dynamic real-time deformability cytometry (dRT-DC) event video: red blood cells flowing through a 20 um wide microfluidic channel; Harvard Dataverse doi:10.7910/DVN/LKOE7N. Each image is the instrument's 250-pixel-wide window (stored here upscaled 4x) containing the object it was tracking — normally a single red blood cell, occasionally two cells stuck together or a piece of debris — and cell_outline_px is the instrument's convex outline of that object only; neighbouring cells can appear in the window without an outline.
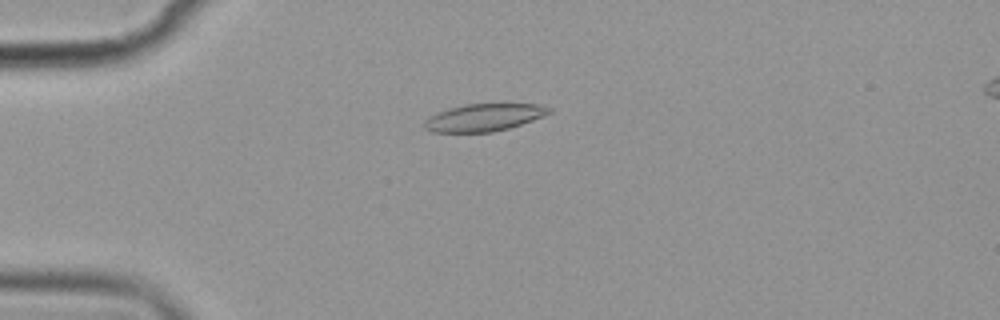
{"species": "common noctule bat (a hibernating species)", "species_latin": "Nyctalus noctula", "temperature_condition": "cold", "stored_images_in_passage": 6, "segment_of_instrument_passage": [1, 2], "camera_frame_rate_fps": 3000, "um_per_image_px": 0.085, "animal": {"sex": "female", "body_mass_g": 19.9}, "frame": {"image": 1, "passage_image": 4, "time_ms": 3.667, "image_size_px": [1000, 320], "cell_outline_px": [[552, 112], [532, 120], [508, 128], [492, 132], [432, 132], [424, 128], [424, 120], [428, 116], [448, 108], [464, 104], [540, 104], [552, 108]], "centroid_in_image_um": [41.1, 9.98], "position_along_channel_um": 43.9, "area_um2": 19.88}}